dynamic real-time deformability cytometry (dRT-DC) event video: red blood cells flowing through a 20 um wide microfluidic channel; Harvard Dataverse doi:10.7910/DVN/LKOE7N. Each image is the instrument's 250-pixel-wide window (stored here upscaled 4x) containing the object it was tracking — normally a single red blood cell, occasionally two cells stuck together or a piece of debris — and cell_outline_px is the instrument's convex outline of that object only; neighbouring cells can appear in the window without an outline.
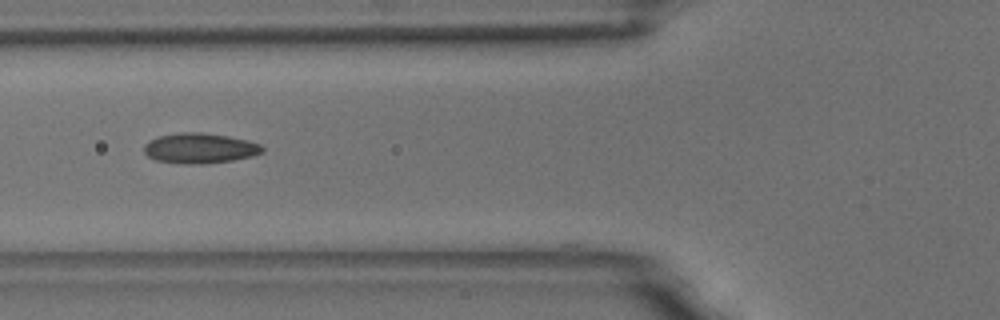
{"species": "common noctule bat (a hibernating species)", "species_latin": "Nyctalus noctula", "temperature_condition": "room temperature", "stored_images_in_passage": 43, "camera_frame_rate_fps": 3000, "um_per_image_px": 0.085, "animal": {"sex": "male", "body_mass_g": 18.8}, "frame": {"image": 1, "passage_image": 8, "time_ms": 2.333, "image_size_px": [1000, 320], "cell_outline_px": [[264, 152], [252, 156], [232, 160], [200, 164], [184, 164], [156, 160], [148, 156], [144, 152], [144, 144], [148, 140], [160, 136], [180, 132], [200, 132], [228, 136], [248, 140], [260, 144], [264, 148]], "centroid_in_image_um": [16.98, 12.59], "position_along_channel_um": 108.8, "area_um2": 20.87}}
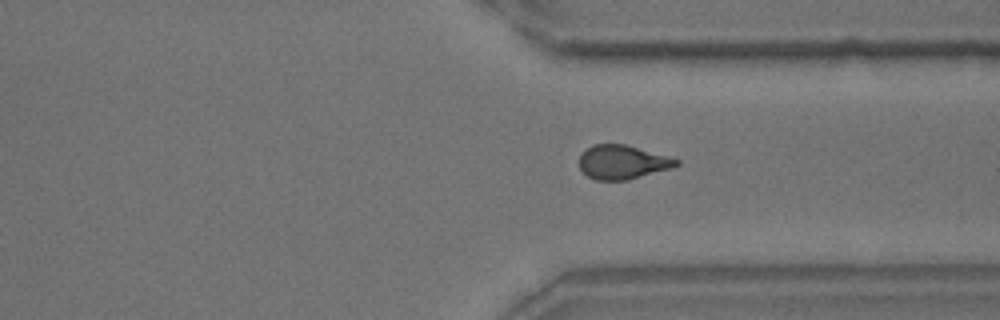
{"frame": {"image": 2, "passage_image": 29, "time_ms": 9.333, "image_size_px": [1000, 320], "cell_outline_px": [[680, 164], [672, 168], [628, 180], [596, 180], [588, 176], [580, 168], [580, 156], [592, 144], [624, 144], [668, 156], [680, 160]], "centroid_in_image_um": [52.94, 13.79], "position_along_channel_um": 358.5, "area_um2": 19.07}}
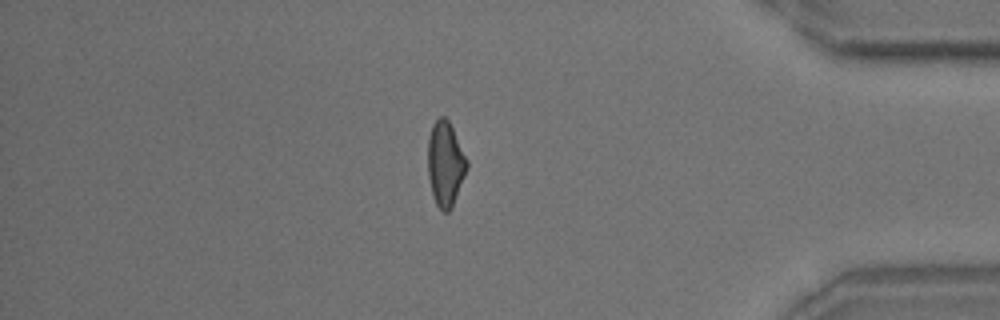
{"frame": {"image": 3, "passage_image": 35, "time_ms": 11.333, "image_size_px": [1000, 320], "cell_outline_px": [[468, 168], [452, 208], [448, 212], [444, 212], [436, 204], [432, 196], [428, 176], [428, 136], [432, 124], [440, 116], [444, 116], [448, 120], [468, 160]], "centroid_in_image_um": [37.85, 13.94], "position_along_channel_um": 397.4, "area_um2": 19.42}}